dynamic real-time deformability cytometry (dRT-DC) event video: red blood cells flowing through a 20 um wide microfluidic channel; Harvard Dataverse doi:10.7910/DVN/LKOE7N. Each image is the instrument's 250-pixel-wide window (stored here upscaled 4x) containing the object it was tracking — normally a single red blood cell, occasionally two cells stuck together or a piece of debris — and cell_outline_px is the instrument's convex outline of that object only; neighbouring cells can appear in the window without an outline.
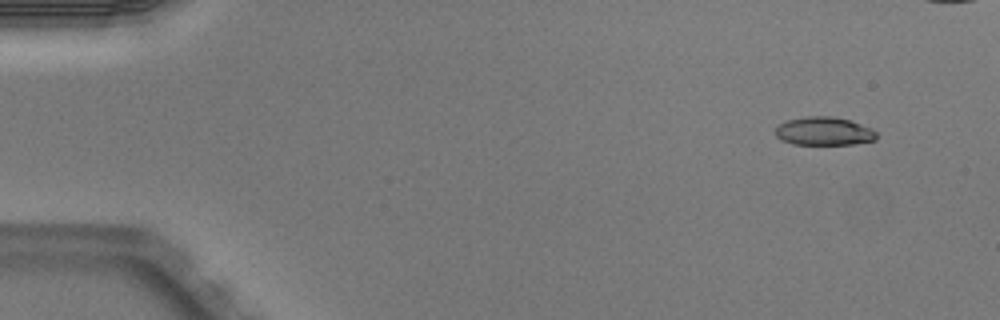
{"species": "Egyptian fruit bat (a non-hibernating species)", "species_latin": "Rousettus aegyptiacus", "temperature_condition": "warm", "stored_images_in_passage": 4, "camera_frame_rate_fps": 3000, "um_per_image_px": 0.085, "animal": {"sex": "male"}, "frame": {"image": 1, "passage_image": 1, "time_ms": 0.0, "image_size_px": [1000, 320], "cell_outline_px": [[876, 140], [852, 144], [792, 144], [780, 140], [776, 136], [776, 128], [780, 124], [788, 120], [804, 116], [832, 116], [848, 120], [872, 128], [876, 132]], "centroid_in_image_um": [70.03, 11.15], "position_along_channel_um": 15.0, "area_um2": 16.65}}